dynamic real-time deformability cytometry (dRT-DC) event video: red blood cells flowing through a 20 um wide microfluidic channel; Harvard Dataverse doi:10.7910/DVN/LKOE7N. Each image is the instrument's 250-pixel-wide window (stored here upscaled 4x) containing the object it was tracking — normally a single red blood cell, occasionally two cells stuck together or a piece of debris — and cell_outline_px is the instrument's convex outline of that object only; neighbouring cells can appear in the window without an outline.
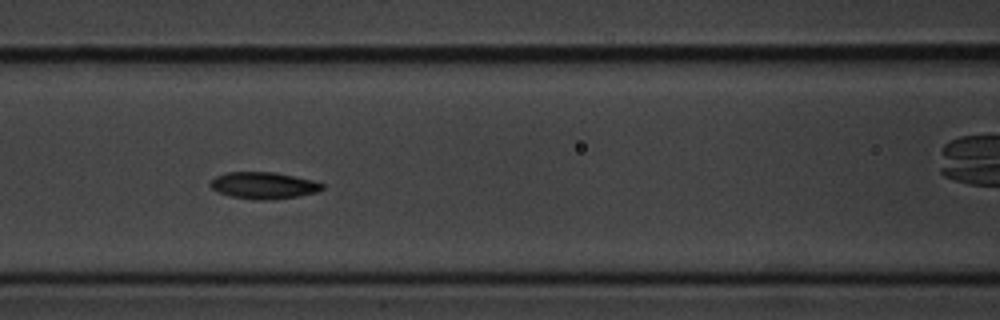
{"species": "common noctule bat (a hibernating species)", "species_latin": "Nyctalus noctula", "temperature_condition": "cold", "stored_images_in_passage": 9, "camera_frame_rate_fps": 3000, "um_per_image_px": 0.085, "animal": {"sex": "male", "body_mass_g": 20.1, "forearm_length_mm": 53.5}, "frame": {"image": 1, "passage_image": 8, "time_ms": 2.333, "image_size_px": [1000, 320], "cell_outline_px": [[324, 188], [316, 192], [296, 196], [268, 200], [256, 200], [232, 196], [220, 192], [212, 188], [208, 184], [216, 176], [224, 172], [276, 172], [312, 180], [324, 184]], "centroid_in_image_um": [22.4, 15.75], "position_along_channel_um": 144.2, "area_um2": 17.28}}